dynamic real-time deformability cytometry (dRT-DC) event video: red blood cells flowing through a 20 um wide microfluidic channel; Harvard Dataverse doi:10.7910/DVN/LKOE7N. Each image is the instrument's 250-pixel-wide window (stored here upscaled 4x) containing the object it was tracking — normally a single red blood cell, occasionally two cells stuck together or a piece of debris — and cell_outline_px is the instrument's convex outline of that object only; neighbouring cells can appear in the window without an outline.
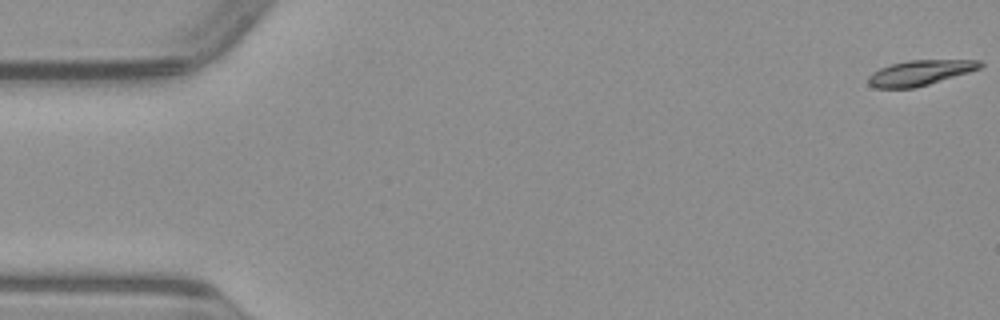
{"species": "common noctule bat (a hibernating species)", "species_latin": "Nyctalus noctula", "temperature_condition": "warm", "stored_images_in_passage": 51, "camera_frame_rate_fps": 3000, "um_per_image_px": 0.085, "animal": {"sex": "male", "body_mass_g": 23.1, "forearm_length_mm": 52.7}, "frame": {"image": 1, "passage_image": 1, "time_ms": 0.0, "image_size_px": [1000, 320], "cell_outline_px": [[984, 64], [980, 68], [968, 72], [916, 88], [876, 88], [868, 84], [868, 76], [872, 72], [880, 68], [892, 64], [908, 60], [980, 60]], "centroid_in_image_um": [78.18, 6.19], "position_along_channel_um": 6.8, "area_um2": 16.36}}
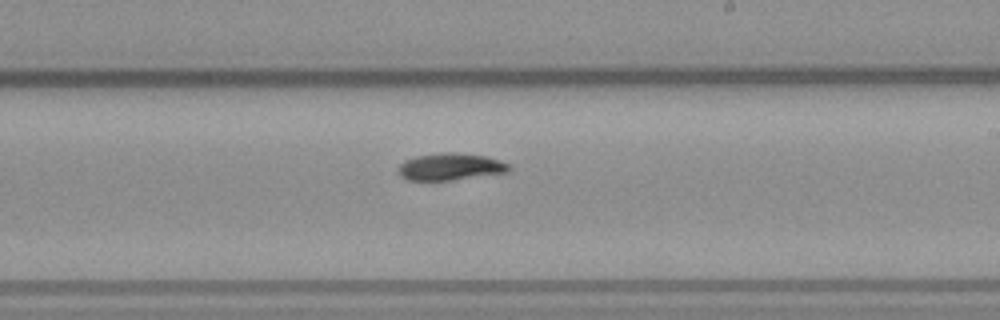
{"frame": {"image": 2, "passage_image": 30, "time_ms": 9.667, "image_size_px": [1000, 320], "cell_outline_px": [[512, 168], [508, 172], [452, 180], [408, 180], [400, 176], [396, 168], [404, 160], [416, 156], [448, 152], [452, 152], [484, 156], [500, 160], [512, 164]], "centroid_in_image_um": [38.29, 14.18], "position_along_channel_um": 250.7, "area_um2": 17.51}}
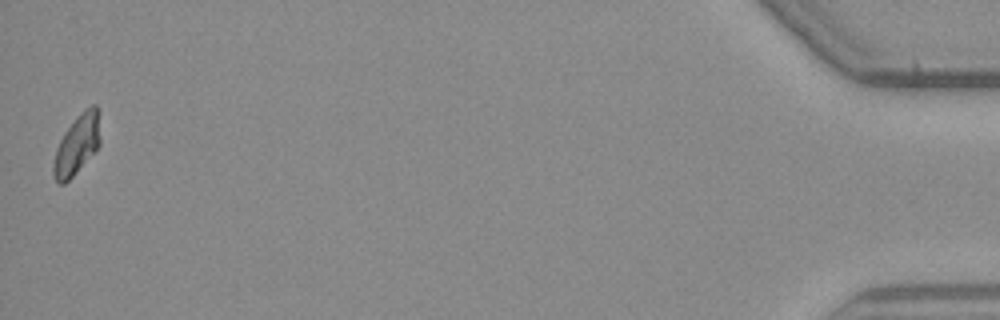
{"frame": {"image": 3, "passage_image": 51, "time_ms": 16.667, "image_size_px": [1000, 320], "cell_outline_px": [[100, 144], [72, 176], [64, 184], [60, 184], [56, 180], [52, 172], [52, 164], [56, 148], [64, 132], [76, 116], [84, 108], [92, 104], [96, 104], [100, 140]], "centroid_in_image_um": [6.51, 12.27], "position_along_channel_um": 428.7, "area_um2": 15.95}}